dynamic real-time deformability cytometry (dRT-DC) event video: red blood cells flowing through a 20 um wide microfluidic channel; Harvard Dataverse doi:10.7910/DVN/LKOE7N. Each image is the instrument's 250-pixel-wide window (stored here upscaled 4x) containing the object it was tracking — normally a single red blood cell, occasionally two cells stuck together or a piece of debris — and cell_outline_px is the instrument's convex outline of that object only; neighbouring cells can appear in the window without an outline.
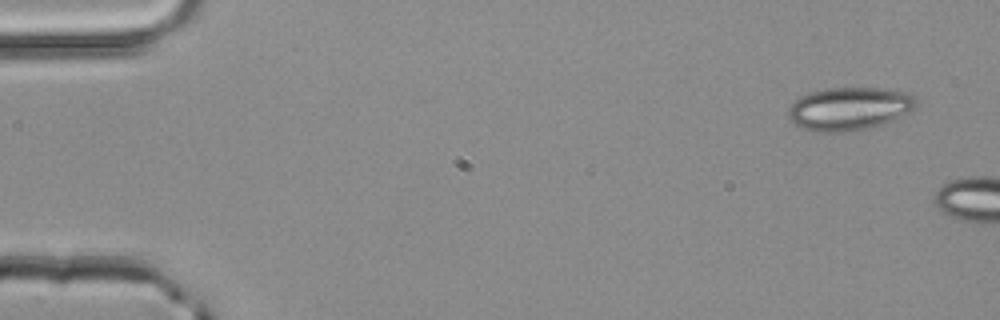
{"species": "common noctule bat (a hibernating species)", "species_latin": "Nyctalus noctula", "temperature_condition": "room temperature", "stored_images_in_passage": 2, "camera_frame_rate_fps": 3000, "um_per_image_px": 0.085, "animal": {"sex": "male", "body_mass_g": 20.4}, "frame": {"image": 1, "passage_image": 1, "time_ms": 0.0, "image_size_px": [1000, 320], "cell_outline_px": [[916, 108], [884, 124], [868, 128], [844, 132], [816, 132], [804, 128], [796, 124], [788, 116], [788, 108], [800, 96], [812, 92], [828, 88], [884, 88], [908, 92], [916, 100]], "centroid_in_image_um": [72.21, 9.24], "position_along_channel_um": 12.8, "area_um2": 31.96}}